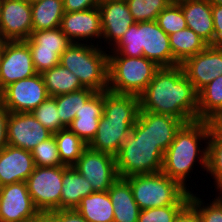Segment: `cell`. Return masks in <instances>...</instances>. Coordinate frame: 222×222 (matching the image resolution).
Here are the masks:
<instances>
[{
  "label": "cell",
  "instance_id": "obj_1",
  "mask_svg": "<svg viewBox=\"0 0 222 222\" xmlns=\"http://www.w3.org/2000/svg\"><path fill=\"white\" fill-rule=\"evenodd\" d=\"M139 111L169 115L184 123L198 120V92L181 65L160 67L139 95Z\"/></svg>",
  "mask_w": 222,
  "mask_h": 222
},
{
  "label": "cell",
  "instance_id": "obj_2",
  "mask_svg": "<svg viewBox=\"0 0 222 222\" xmlns=\"http://www.w3.org/2000/svg\"><path fill=\"white\" fill-rule=\"evenodd\" d=\"M208 138L209 131L204 120L184 123L164 153L162 172L188 192H192L187 181H190L194 166L199 163L201 171H207ZM201 143L205 144L204 147Z\"/></svg>",
  "mask_w": 222,
  "mask_h": 222
},
{
  "label": "cell",
  "instance_id": "obj_3",
  "mask_svg": "<svg viewBox=\"0 0 222 222\" xmlns=\"http://www.w3.org/2000/svg\"><path fill=\"white\" fill-rule=\"evenodd\" d=\"M139 110V96L104 91L103 116L100 118L96 135L88 146L115 157L123 141L131 133Z\"/></svg>",
  "mask_w": 222,
  "mask_h": 222
},
{
  "label": "cell",
  "instance_id": "obj_4",
  "mask_svg": "<svg viewBox=\"0 0 222 222\" xmlns=\"http://www.w3.org/2000/svg\"><path fill=\"white\" fill-rule=\"evenodd\" d=\"M110 50L108 56H144L159 67H173L169 35L157 21L135 22Z\"/></svg>",
  "mask_w": 222,
  "mask_h": 222
},
{
  "label": "cell",
  "instance_id": "obj_5",
  "mask_svg": "<svg viewBox=\"0 0 222 222\" xmlns=\"http://www.w3.org/2000/svg\"><path fill=\"white\" fill-rule=\"evenodd\" d=\"M164 152L149 137V125L138 118L131 133L115 156L117 173L121 178L162 171Z\"/></svg>",
  "mask_w": 222,
  "mask_h": 222
},
{
  "label": "cell",
  "instance_id": "obj_6",
  "mask_svg": "<svg viewBox=\"0 0 222 222\" xmlns=\"http://www.w3.org/2000/svg\"><path fill=\"white\" fill-rule=\"evenodd\" d=\"M100 45L72 43L60 56V64L79 79L84 88L108 90V51Z\"/></svg>",
  "mask_w": 222,
  "mask_h": 222
},
{
  "label": "cell",
  "instance_id": "obj_7",
  "mask_svg": "<svg viewBox=\"0 0 222 222\" xmlns=\"http://www.w3.org/2000/svg\"><path fill=\"white\" fill-rule=\"evenodd\" d=\"M141 210L168 205H188L190 192L162 171L126 177Z\"/></svg>",
  "mask_w": 222,
  "mask_h": 222
},
{
  "label": "cell",
  "instance_id": "obj_8",
  "mask_svg": "<svg viewBox=\"0 0 222 222\" xmlns=\"http://www.w3.org/2000/svg\"><path fill=\"white\" fill-rule=\"evenodd\" d=\"M160 67L142 57L108 56V90L139 96Z\"/></svg>",
  "mask_w": 222,
  "mask_h": 222
},
{
  "label": "cell",
  "instance_id": "obj_9",
  "mask_svg": "<svg viewBox=\"0 0 222 222\" xmlns=\"http://www.w3.org/2000/svg\"><path fill=\"white\" fill-rule=\"evenodd\" d=\"M62 166H35L26 180L28 192L39 211L60 210Z\"/></svg>",
  "mask_w": 222,
  "mask_h": 222
},
{
  "label": "cell",
  "instance_id": "obj_10",
  "mask_svg": "<svg viewBox=\"0 0 222 222\" xmlns=\"http://www.w3.org/2000/svg\"><path fill=\"white\" fill-rule=\"evenodd\" d=\"M49 97L42 74L16 81L0 92V101L9 112H32Z\"/></svg>",
  "mask_w": 222,
  "mask_h": 222
},
{
  "label": "cell",
  "instance_id": "obj_11",
  "mask_svg": "<svg viewBox=\"0 0 222 222\" xmlns=\"http://www.w3.org/2000/svg\"><path fill=\"white\" fill-rule=\"evenodd\" d=\"M73 167L89 181L94 192L107 191L119 178L115 157L89 146Z\"/></svg>",
  "mask_w": 222,
  "mask_h": 222
},
{
  "label": "cell",
  "instance_id": "obj_12",
  "mask_svg": "<svg viewBox=\"0 0 222 222\" xmlns=\"http://www.w3.org/2000/svg\"><path fill=\"white\" fill-rule=\"evenodd\" d=\"M37 74L24 40L7 41L0 61V92L8 85Z\"/></svg>",
  "mask_w": 222,
  "mask_h": 222
},
{
  "label": "cell",
  "instance_id": "obj_13",
  "mask_svg": "<svg viewBox=\"0 0 222 222\" xmlns=\"http://www.w3.org/2000/svg\"><path fill=\"white\" fill-rule=\"evenodd\" d=\"M53 135L30 112H10L7 120L8 145L32 151Z\"/></svg>",
  "mask_w": 222,
  "mask_h": 222
},
{
  "label": "cell",
  "instance_id": "obj_14",
  "mask_svg": "<svg viewBox=\"0 0 222 222\" xmlns=\"http://www.w3.org/2000/svg\"><path fill=\"white\" fill-rule=\"evenodd\" d=\"M60 29L73 43L86 42L94 44V41L97 39L96 45L101 43L100 46L105 48L102 46L103 41L100 42L102 39V27L101 14L98 7L84 11L64 12Z\"/></svg>",
  "mask_w": 222,
  "mask_h": 222
},
{
  "label": "cell",
  "instance_id": "obj_15",
  "mask_svg": "<svg viewBox=\"0 0 222 222\" xmlns=\"http://www.w3.org/2000/svg\"><path fill=\"white\" fill-rule=\"evenodd\" d=\"M31 33V4L27 0H0V37L26 40Z\"/></svg>",
  "mask_w": 222,
  "mask_h": 222
},
{
  "label": "cell",
  "instance_id": "obj_16",
  "mask_svg": "<svg viewBox=\"0 0 222 222\" xmlns=\"http://www.w3.org/2000/svg\"><path fill=\"white\" fill-rule=\"evenodd\" d=\"M184 74L199 93L216 77L222 75V46L208 45L182 64Z\"/></svg>",
  "mask_w": 222,
  "mask_h": 222
},
{
  "label": "cell",
  "instance_id": "obj_17",
  "mask_svg": "<svg viewBox=\"0 0 222 222\" xmlns=\"http://www.w3.org/2000/svg\"><path fill=\"white\" fill-rule=\"evenodd\" d=\"M38 212L26 182L0 187V222H28Z\"/></svg>",
  "mask_w": 222,
  "mask_h": 222
},
{
  "label": "cell",
  "instance_id": "obj_18",
  "mask_svg": "<svg viewBox=\"0 0 222 222\" xmlns=\"http://www.w3.org/2000/svg\"><path fill=\"white\" fill-rule=\"evenodd\" d=\"M102 40L111 49L135 23L126 0H100Z\"/></svg>",
  "mask_w": 222,
  "mask_h": 222
},
{
  "label": "cell",
  "instance_id": "obj_19",
  "mask_svg": "<svg viewBox=\"0 0 222 222\" xmlns=\"http://www.w3.org/2000/svg\"><path fill=\"white\" fill-rule=\"evenodd\" d=\"M34 168L30 151L7 145L0 150V187L26 182Z\"/></svg>",
  "mask_w": 222,
  "mask_h": 222
},
{
  "label": "cell",
  "instance_id": "obj_20",
  "mask_svg": "<svg viewBox=\"0 0 222 222\" xmlns=\"http://www.w3.org/2000/svg\"><path fill=\"white\" fill-rule=\"evenodd\" d=\"M103 112L104 92H95L79 112H76L75 118L67 128L89 144L96 135Z\"/></svg>",
  "mask_w": 222,
  "mask_h": 222
},
{
  "label": "cell",
  "instance_id": "obj_21",
  "mask_svg": "<svg viewBox=\"0 0 222 222\" xmlns=\"http://www.w3.org/2000/svg\"><path fill=\"white\" fill-rule=\"evenodd\" d=\"M187 27L193 30L208 45H214L212 5L208 0H177Z\"/></svg>",
  "mask_w": 222,
  "mask_h": 222
},
{
  "label": "cell",
  "instance_id": "obj_22",
  "mask_svg": "<svg viewBox=\"0 0 222 222\" xmlns=\"http://www.w3.org/2000/svg\"><path fill=\"white\" fill-rule=\"evenodd\" d=\"M144 125H149V137L165 153L173 142L177 131L184 122L178 118L156 114L149 111H139L137 117Z\"/></svg>",
  "mask_w": 222,
  "mask_h": 222
},
{
  "label": "cell",
  "instance_id": "obj_23",
  "mask_svg": "<svg viewBox=\"0 0 222 222\" xmlns=\"http://www.w3.org/2000/svg\"><path fill=\"white\" fill-rule=\"evenodd\" d=\"M107 191L114 210V222H137L141 209L133 197L129 181L119 177Z\"/></svg>",
  "mask_w": 222,
  "mask_h": 222
},
{
  "label": "cell",
  "instance_id": "obj_24",
  "mask_svg": "<svg viewBox=\"0 0 222 222\" xmlns=\"http://www.w3.org/2000/svg\"><path fill=\"white\" fill-rule=\"evenodd\" d=\"M89 181L73 166L63 165L60 209H76L82 198L93 193Z\"/></svg>",
  "mask_w": 222,
  "mask_h": 222
},
{
  "label": "cell",
  "instance_id": "obj_25",
  "mask_svg": "<svg viewBox=\"0 0 222 222\" xmlns=\"http://www.w3.org/2000/svg\"><path fill=\"white\" fill-rule=\"evenodd\" d=\"M173 54V66L181 65L186 59L203 51L208 44L188 27L169 35Z\"/></svg>",
  "mask_w": 222,
  "mask_h": 222
},
{
  "label": "cell",
  "instance_id": "obj_26",
  "mask_svg": "<svg viewBox=\"0 0 222 222\" xmlns=\"http://www.w3.org/2000/svg\"><path fill=\"white\" fill-rule=\"evenodd\" d=\"M76 210L88 222H114V210L108 191L93 192L82 198Z\"/></svg>",
  "mask_w": 222,
  "mask_h": 222
},
{
  "label": "cell",
  "instance_id": "obj_27",
  "mask_svg": "<svg viewBox=\"0 0 222 222\" xmlns=\"http://www.w3.org/2000/svg\"><path fill=\"white\" fill-rule=\"evenodd\" d=\"M63 0H42L31 4L32 31L60 28Z\"/></svg>",
  "mask_w": 222,
  "mask_h": 222
},
{
  "label": "cell",
  "instance_id": "obj_28",
  "mask_svg": "<svg viewBox=\"0 0 222 222\" xmlns=\"http://www.w3.org/2000/svg\"><path fill=\"white\" fill-rule=\"evenodd\" d=\"M42 77L47 93L51 97L75 92L84 88L76 75L61 64L44 71Z\"/></svg>",
  "mask_w": 222,
  "mask_h": 222
},
{
  "label": "cell",
  "instance_id": "obj_29",
  "mask_svg": "<svg viewBox=\"0 0 222 222\" xmlns=\"http://www.w3.org/2000/svg\"><path fill=\"white\" fill-rule=\"evenodd\" d=\"M95 93L89 88L54 96L56 106L61 119V130L67 128L79 112L83 104Z\"/></svg>",
  "mask_w": 222,
  "mask_h": 222
},
{
  "label": "cell",
  "instance_id": "obj_30",
  "mask_svg": "<svg viewBox=\"0 0 222 222\" xmlns=\"http://www.w3.org/2000/svg\"><path fill=\"white\" fill-rule=\"evenodd\" d=\"M24 41L30 49L55 50L59 56L73 43L60 28L32 31Z\"/></svg>",
  "mask_w": 222,
  "mask_h": 222
},
{
  "label": "cell",
  "instance_id": "obj_31",
  "mask_svg": "<svg viewBox=\"0 0 222 222\" xmlns=\"http://www.w3.org/2000/svg\"><path fill=\"white\" fill-rule=\"evenodd\" d=\"M53 135L61 162L66 166H73L88 144L68 128L62 129Z\"/></svg>",
  "mask_w": 222,
  "mask_h": 222
},
{
  "label": "cell",
  "instance_id": "obj_32",
  "mask_svg": "<svg viewBox=\"0 0 222 222\" xmlns=\"http://www.w3.org/2000/svg\"><path fill=\"white\" fill-rule=\"evenodd\" d=\"M222 108V75L216 77L198 93V120H205Z\"/></svg>",
  "mask_w": 222,
  "mask_h": 222
},
{
  "label": "cell",
  "instance_id": "obj_33",
  "mask_svg": "<svg viewBox=\"0 0 222 222\" xmlns=\"http://www.w3.org/2000/svg\"><path fill=\"white\" fill-rule=\"evenodd\" d=\"M173 0H126L134 21H156L159 13Z\"/></svg>",
  "mask_w": 222,
  "mask_h": 222
},
{
  "label": "cell",
  "instance_id": "obj_34",
  "mask_svg": "<svg viewBox=\"0 0 222 222\" xmlns=\"http://www.w3.org/2000/svg\"><path fill=\"white\" fill-rule=\"evenodd\" d=\"M156 21L167 35L187 28V23L181 6L177 1H172L163 11H161Z\"/></svg>",
  "mask_w": 222,
  "mask_h": 222
},
{
  "label": "cell",
  "instance_id": "obj_35",
  "mask_svg": "<svg viewBox=\"0 0 222 222\" xmlns=\"http://www.w3.org/2000/svg\"><path fill=\"white\" fill-rule=\"evenodd\" d=\"M190 192L189 204L197 211L202 222H222V200L216 195L209 203ZM197 195V196H196Z\"/></svg>",
  "mask_w": 222,
  "mask_h": 222
},
{
  "label": "cell",
  "instance_id": "obj_36",
  "mask_svg": "<svg viewBox=\"0 0 222 222\" xmlns=\"http://www.w3.org/2000/svg\"><path fill=\"white\" fill-rule=\"evenodd\" d=\"M31 113L53 134L61 130V119L58 116L59 113L56 106V100L53 97L49 96Z\"/></svg>",
  "mask_w": 222,
  "mask_h": 222
},
{
  "label": "cell",
  "instance_id": "obj_37",
  "mask_svg": "<svg viewBox=\"0 0 222 222\" xmlns=\"http://www.w3.org/2000/svg\"><path fill=\"white\" fill-rule=\"evenodd\" d=\"M207 147L206 175L211 174L214 187L219 190L222 188V139H208Z\"/></svg>",
  "mask_w": 222,
  "mask_h": 222
},
{
  "label": "cell",
  "instance_id": "obj_38",
  "mask_svg": "<svg viewBox=\"0 0 222 222\" xmlns=\"http://www.w3.org/2000/svg\"><path fill=\"white\" fill-rule=\"evenodd\" d=\"M35 166H62L59 157L57 143L52 135L45 141L39 143L32 151Z\"/></svg>",
  "mask_w": 222,
  "mask_h": 222
},
{
  "label": "cell",
  "instance_id": "obj_39",
  "mask_svg": "<svg viewBox=\"0 0 222 222\" xmlns=\"http://www.w3.org/2000/svg\"><path fill=\"white\" fill-rule=\"evenodd\" d=\"M187 205H168L141 210L137 222H175Z\"/></svg>",
  "mask_w": 222,
  "mask_h": 222
},
{
  "label": "cell",
  "instance_id": "obj_40",
  "mask_svg": "<svg viewBox=\"0 0 222 222\" xmlns=\"http://www.w3.org/2000/svg\"><path fill=\"white\" fill-rule=\"evenodd\" d=\"M30 53L35 70L39 74L60 64V56L55 50L30 49Z\"/></svg>",
  "mask_w": 222,
  "mask_h": 222
},
{
  "label": "cell",
  "instance_id": "obj_41",
  "mask_svg": "<svg viewBox=\"0 0 222 222\" xmlns=\"http://www.w3.org/2000/svg\"><path fill=\"white\" fill-rule=\"evenodd\" d=\"M204 121L209 131L208 139H222V108L214 111Z\"/></svg>",
  "mask_w": 222,
  "mask_h": 222
},
{
  "label": "cell",
  "instance_id": "obj_42",
  "mask_svg": "<svg viewBox=\"0 0 222 222\" xmlns=\"http://www.w3.org/2000/svg\"><path fill=\"white\" fill-rule=\"evenodd\" d=\"M100 0H63L64 12L84 11L98 7Z\"/></svg>",
  "mask_w": 222,
  "mask_h": 222
},
{
  "label": "cell",
  "instance_id": "obj_43",
  "mask_svg": "<svg viewBox=\"0 0 222 222\" xmlns=\"http://www.w3.org/2000/svg\"><path fill=\"white\" fill-rule=\"evenodd\" d=\"M214 24V46H222V6L212 5Z\"/></svg>",
  "mask_w": 222,
  "mask_h": 222
},
{
  "label": "cell",
  "instance_id": "obj_44",
  "mask_svg": "<svg viewBox=\"0 0 222 222\" xmlns=\"http://www.w3.org/2000/svg\"><path fill=\"white\" fill-rule=\"evenodd\" d=\"M9 114L8 108L0 101V150L8 145L7 120Z\"/></svg>",
  "mask_w": 222,
  "mask_h": 222
},
{
  "label": "cell",
  "instance_id": "obj_45",
  "mask_svg": "<svg viewBox=\"0 0 222 222\" xmlns=\"http://www.w3.org/2000/svg\"><path fill=\"white\" fill-rule=\"evenodd\" d=\"M58 222H88L76 209L56 210Z\"/></svg>",
  "mask_w": 222,
  "mask_h": 222
},
{
  "label": "cell",
  "instance_id": "obj_46",
  "mask_svg": "<svg viewBox=\"0 0 222 222\" xmlns=\"http://www.w3.org/2000/svg\"><path fill=\"white\" fill-rule=\"evenodd\" d=\"M175 222H202L197 211L188 204L177 216Z\"/></svg>",
  "mask_w": 222,
  "mask_h": 222
},
{
  "label": "cell",
  "instance_id": "obj_47",
  "mask_svg": "<svg viewBox=\"0 0 222 222\" xmlns=\"http://www.w3.org/2000/svg\"><path fill=\"white\" fill-rule=\"evenodd\" d=\"M28 222H58L56 210L54 211H39Z\"/></svg>",
  "mask_w": 222,
  "mask_h": 222
},
{
  "label": "cell",
  "instance_id": "obj_48",
  "mask_svg": "<svg viewBox=\"0 0 222 222\" xmlns=\"http://www.w3.org/2000/svg\"><path fill=\"white\" fill-rule=\"evenodd\" d=\"M8 40L6 39H3L0 37V61H1V57H2V54H3V50H4V47L6 45Z\"/></svg>",
  "mask_w": 222,
  "mask_h": 222
},
{
  "label": "cell",
  "instance_id": "obj_49",
  "mask_svg": "<svg viewBox=\"0 0 222 222\" xmlns=\"http://www.w3.org/2000/svg\"><path fill=\"white\" fill-rule=\"evenodd\" d=\"M211 5H221L222 6V0H208Z\"/></svg>",
  "mask_w": 222,
  "mask_h": 222
},
{
  "label": "cell",
  "instance_id": "obj_50",
  "mask_svg": "<svg viewBox=\"0 0 222 222\" xmlns=\"http://www.w3.org/2000/svg\"><path fill=\"white\" fill-rule=\"evenodd\" d=\"M215 191L218 192V193H216V194H217V196L222 200V188L219 189V190H215Z\"/></svg>",
  "mask_w": 222,
  "mask_h": 222
},
{
  "label": "cell",
  "instance_id": "obj_51",
  "mask_svg": "<svg viewBox=\"0 0 222 222\" xmlns=\"http://www.w3.org/2000/svg\"><path fill=\"white\" fill-rule=\"evenodd\" d=\"M30 4H33V3H36V2H39V1H42V0H27Z\"/></svg>",
  "mask_w": 222,
  "mask_h": 222
}]
</instances>
